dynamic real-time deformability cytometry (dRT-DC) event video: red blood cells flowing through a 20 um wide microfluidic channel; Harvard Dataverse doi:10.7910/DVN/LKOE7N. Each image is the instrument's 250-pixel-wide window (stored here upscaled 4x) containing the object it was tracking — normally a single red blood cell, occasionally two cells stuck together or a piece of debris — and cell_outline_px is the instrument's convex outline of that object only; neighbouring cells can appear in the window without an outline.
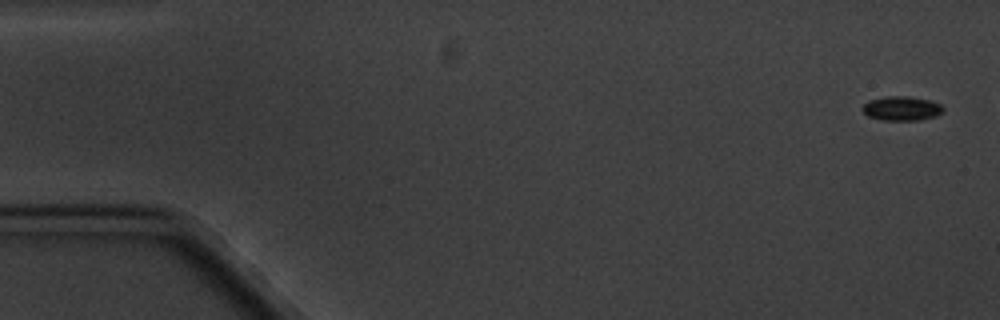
{"species": "common noctule bat (a hibernating species)", "species_latin": "Nyctalus noctula", "temperature_condition": "cold", "stored_images_in_passage": 14, "camera_frame_rate_fps": 3000, "um_per_image_px": 0.085, "animal": {"sex": "male", "body_mass_g": 20.1, "forearm_length_mm": 53.5}, "frame": {"image": 1, "passage_image": 1, "time_ms": 0.0, "image_size_px": [1000, 320], "cell_outline_px": [[944, 112], [936, 116], [920, 120], [884, 120], [868, 116], [860, 108], [868, 100], [888, 96], [908, 96], [928, 100], [940, 104], [944, 108]], "centroid_in_image_um": [76.64, 9.22], "position_along_channel_um": 8.4, "area_um2": 11.44}}